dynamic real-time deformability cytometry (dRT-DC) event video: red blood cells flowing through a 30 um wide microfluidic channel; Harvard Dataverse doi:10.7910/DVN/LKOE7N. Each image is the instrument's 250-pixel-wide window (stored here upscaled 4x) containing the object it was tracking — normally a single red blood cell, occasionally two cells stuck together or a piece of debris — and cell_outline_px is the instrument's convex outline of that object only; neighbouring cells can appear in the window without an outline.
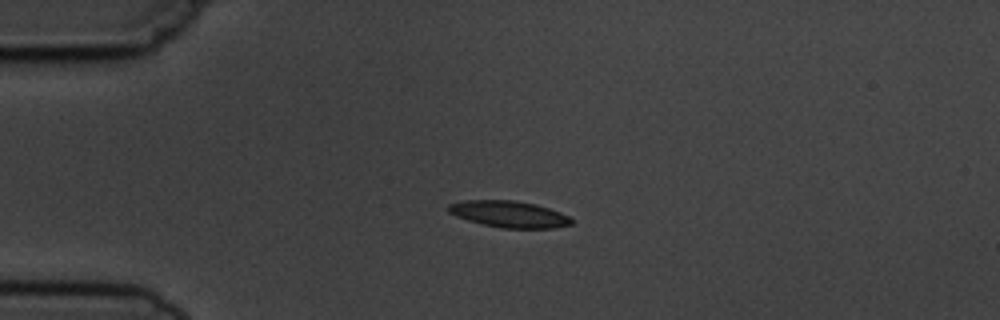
{"species": "common noctule bat (a hibernating species)", "species_latin": "Nyctalus noctula", "temperature_condition": "cold", "stored_images_in_passage": 3, "camera_frame_rate_fps": 3000, "um_per_image_px": 0.085, "animal": {"sex": "male", "body_mass_g": 19.5, "forearm_length_mm": 54.6}, "frame": {"image": 1, "passage_image": 3, "time_ms": 2.333, "image_size_px": [1000, 320], "cell_outline_px": [[572, 224], [552, 228], [500, 228], [468, 220], [456, 216], [448, 212], [444, 208], [448, 204], [464, 200], [512, 200], [536, 204], [560, 212], [568, 216], [572, 220]], "centroid_in_image_um": [43.22, 18.19], "position_along_channel_um": 41.8, "area_um2": 19.02}}